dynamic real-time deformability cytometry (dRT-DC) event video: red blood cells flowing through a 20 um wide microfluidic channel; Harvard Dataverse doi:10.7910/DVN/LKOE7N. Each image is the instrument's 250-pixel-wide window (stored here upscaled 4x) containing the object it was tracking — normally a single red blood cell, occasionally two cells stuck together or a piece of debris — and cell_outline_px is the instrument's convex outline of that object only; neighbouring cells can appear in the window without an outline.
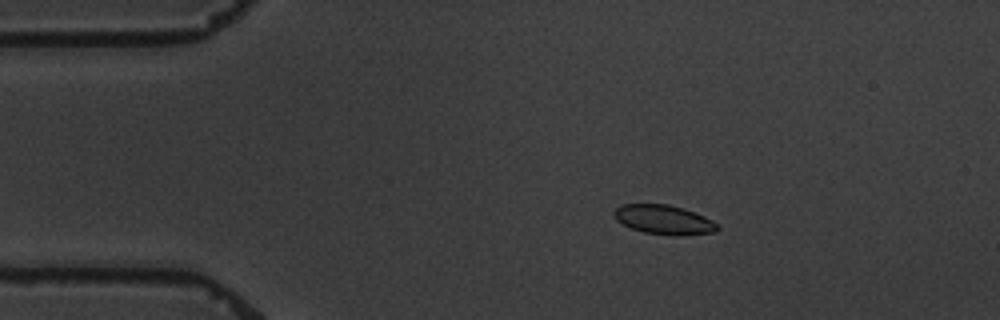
{"species": "common noctule bat (a hibernating species)", "species_latin": "Nyctalus noctula", "temperature_condition": "warm", "stored_images_in_passage": 6, "camera_frame_rate_fps": 3000, "um_per_image_px": 0.085, "animal": {"sex": "male", "body_mass_g": 19.5, "forearm_length_mm": 54.6}, "frame": {"image": 1, "passage_image": 2, "time_ms": 1.333, "image_size_px": [1000, 320], "cell_outline_px": [[720, 228], [716, 232], [644, 232], [632, 228], [616, 220], [612, 212], [620, 204], [668, 204], [684, 208], [704, 216], [712, 220]], "centroid_in_image_um": [56.35, 18.59], "position_along_channel_um": 28.7, "area_um2": 16.65}}
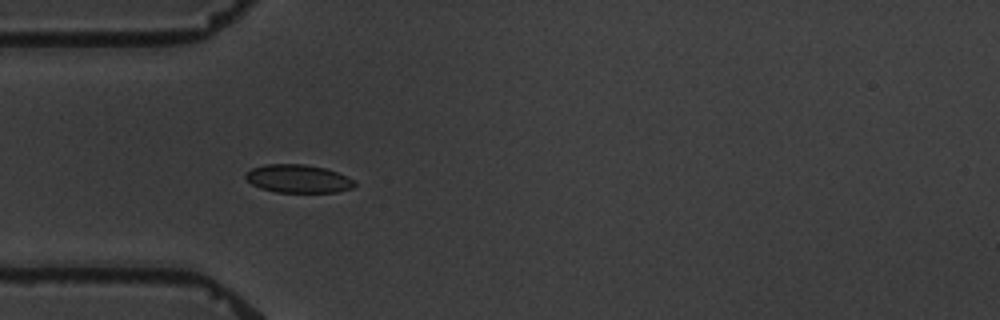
{"frame": {"image": 2, "passage_image": 4, "time_ms": 3.667, "image_size_px": [1000, 320], "cell_outline_px": [[356, 184], [352, 188], [336, 192], [276, 192], [260, 188], [252, 184], [244, 176], [244, 172], [252, 168], [264, 164], [304, 164], [324, 168], [336, 172], [356, 180]], "centroid_in_image_um": [25.32, 15.19], "position_along_channel_um": 59.7, "area_um2": 17.92}}
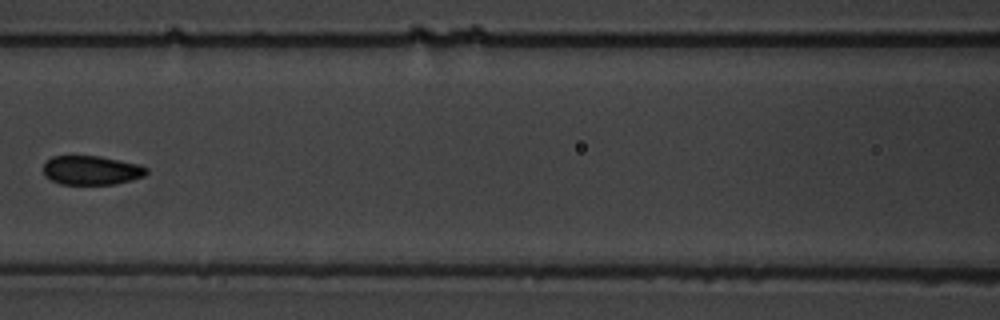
{"frame": {"image": 3, "passage_image": 6, "time_ms": 6.667, "image_size_px": [1000, 320], "cell_outline_px": [[148, 172], [144, 176], [132, 180], [112, 184], [60, 184], [44, 176], [44, 160], [52, 156], [100, 156], [140, 164], [148, 168]], "centroid_in_image_um": [7.77, 14.46], "position_along_channel_um": 158.8, "area_um2": 17.63}}